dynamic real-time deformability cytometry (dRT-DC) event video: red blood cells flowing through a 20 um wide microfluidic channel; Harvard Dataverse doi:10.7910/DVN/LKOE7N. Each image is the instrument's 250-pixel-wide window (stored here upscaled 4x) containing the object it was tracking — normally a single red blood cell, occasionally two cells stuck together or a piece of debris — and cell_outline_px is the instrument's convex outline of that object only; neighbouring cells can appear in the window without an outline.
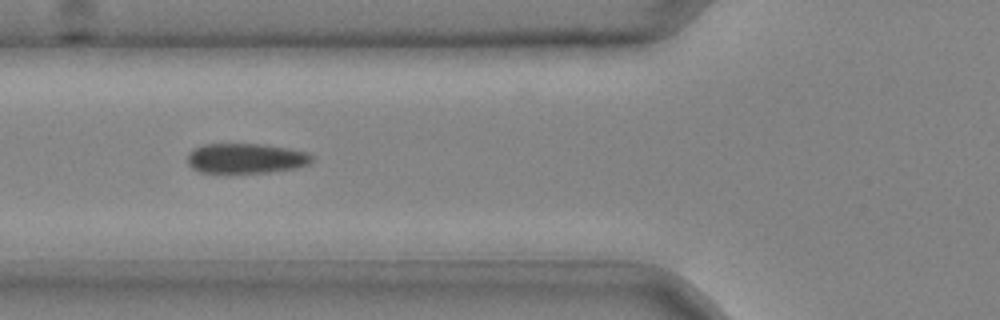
{"species": "common noctule bat (a hibernating species)", "species_latin": "Nyctalus noctula", "temperature_condition": "cold", "stored_images_in_passage": 28, "camera_frame_rate_fps": 3000, "um_per_image_px": 0.085, "animal": {"sex": "male", "body_mass_g": 20.4}, "frame": {"image": 1, "passage_image": 2, "time_ms": 0.333, "image_size_px": [1000, 320], "cell_outline_px": [[312, 160], [308, 164], [296, 168], [268, 172], [200, 172], [192, 168], [188, 164], [188, 152], [192, 148], [204, 144], [264, 144], [288, 148], [308, 152], [312, 156]], "centroid_in_image_um": [20.88, 13.44], "position_along_channel_um": 104.9, "area_um2": 21.73}}
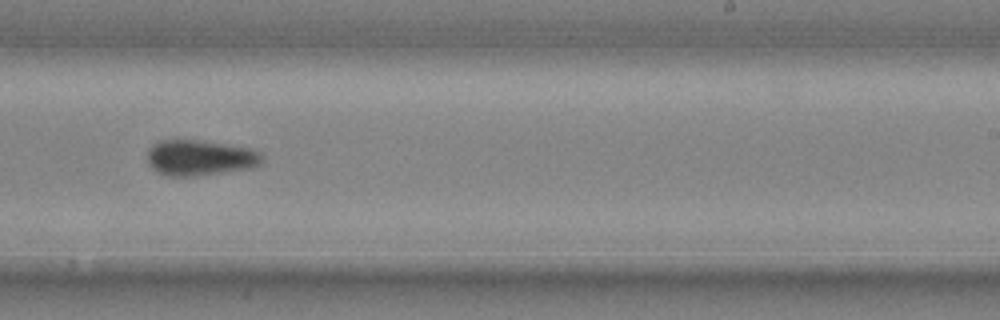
{"frame": {"image": 2, "passage_image": 13, "time_ms": 4.0, "image_size_px": [1000, 320], "cell_outline_px": [[264, 164], [256, 168], [196, 176], [168, 176], [156, 172], [148, 164], [148, 148], [152, 144], [160, 140], [196, 140], [252, 148], [260, 152], [264, 156]], "centroid_in_image_um": [17.05, 13.42], "position_along_channel_um": 271.9, "area_um2": 24.33}}
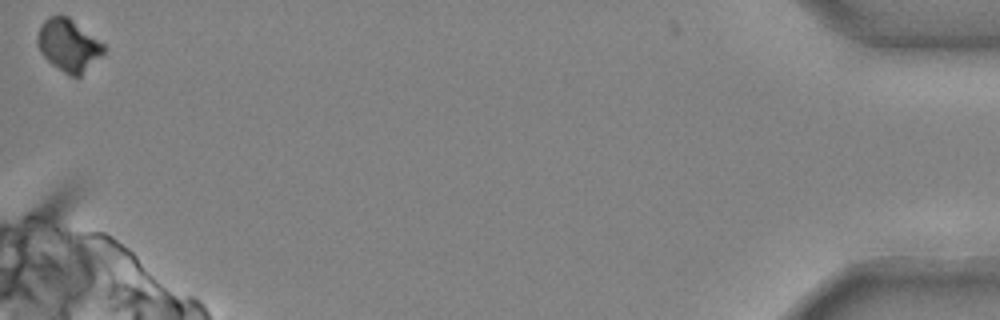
{"frame": {"image": 3, "passage_image": 28, "time_ms": 9.0, "image_size_px": [1000, 320], "cell_outline_px": [[108, 48], [80, 76], [72, 76], [64, 72], [52, 64], [40, 52], [36, 44], [36, 36], [44, 20], [48, 16], [68, 16], [104, 44]], "centroid_in_image_um": [5.81, 3.83], "position_along_channel_um": 429.4, "area_um2": 19.94}}